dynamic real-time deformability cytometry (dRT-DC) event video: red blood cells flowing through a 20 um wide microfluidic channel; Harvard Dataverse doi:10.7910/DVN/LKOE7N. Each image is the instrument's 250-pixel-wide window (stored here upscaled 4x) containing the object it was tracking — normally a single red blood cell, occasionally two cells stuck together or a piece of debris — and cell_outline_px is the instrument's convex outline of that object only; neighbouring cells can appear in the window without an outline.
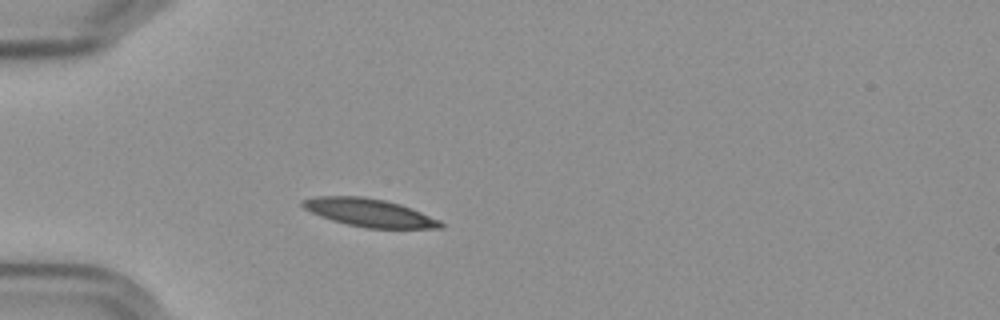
{"species": "Egyptian fruit bat (a non-hibernating species)", "species_latin": "Rousettus aegyptiacus", "temperature_condition": "cold", "stored_images_in_passage": 3, "camera_frame_rate_fps": 3000, "um_per_image_px": 0.085, "frame": {"image": 1, "passage_image": 2, "time_ms": 1.333, "image_size_px": [1000, 320], "cell_outline_px": [[444, 228], [364, 228], [332, 220], [320, 216], [304, 208], [300, 204], [300, 200], [316, 196], [360, 196], [384, 200], [400, 204], [440, 220], [444, 224]], "centroid_in_image_um": [31.37, 18.07], "position_along_channel_um": 53.6, "area_um2": 22.37}}